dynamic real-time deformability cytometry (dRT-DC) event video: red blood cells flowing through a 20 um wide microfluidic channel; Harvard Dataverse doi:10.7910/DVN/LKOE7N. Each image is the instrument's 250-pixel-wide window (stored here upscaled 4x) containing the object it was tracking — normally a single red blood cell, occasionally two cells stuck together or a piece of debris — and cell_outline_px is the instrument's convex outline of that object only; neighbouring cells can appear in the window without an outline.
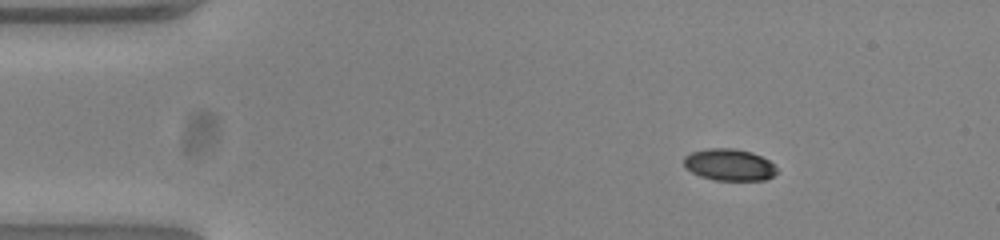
{"species": "common noctule bat (a hibernating species)", "species_latin": "Nyctalus noctula", "temperature_condition": "warm", "stored_images_in_passage": 47, "camera_frame_rate_fps": 3000, "um_per_image_px": 0.085, "animal": {"sex": "female", "body_mass_g": 23.0, "forearm_length_mm": 53.4}, "frame": {"image": 1, "passage_image": 1, "time_ms": 0.0, "image_size_px": [1000, 240], "cell_outline_px": [[776, 172], [772, 176], [764, 180], [716, 180], [700, 176], [684, 168], [684, 156], [692, 152], [708, 148], [736, 148], [752, 152], [768, 160], [776, 168]], "centroid_in_image_um": [61.95, 14.0], "position_along_channel_um": 23.0, "area_um2": 17.17}}
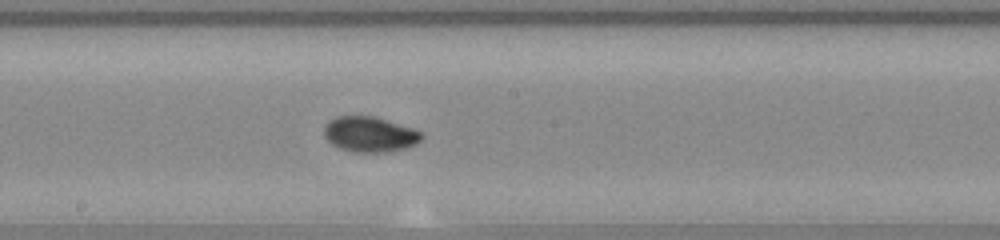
{"frame": {"image": 2, "passage_image": 22, "time_ms": 7.0, "image_size_px": [1000, 240], "cell_outline_px": [[424, 136], [416, 144], [408, 148], [388, 152], [352, 152], [340, 148], [332, 144], [324, 136], [324, 128], [336, 116], [372, 116], [412, 128], [420, 132]], "centroid_in_image_um": [31.45, 11.44], "position_along_channel_um": 216.8, "area_um2": 19.88}}
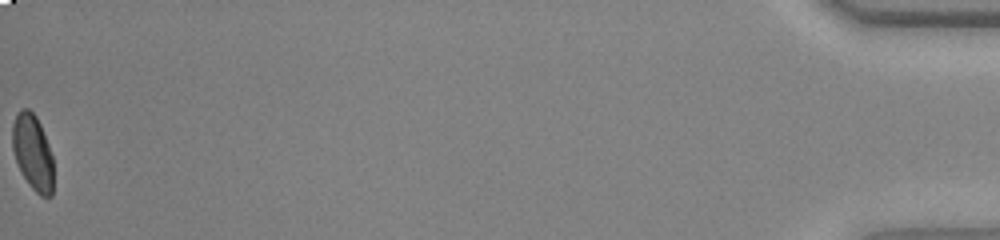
{"frame": {"image": 3, "passage_image": 47, "time_ms": 15.333, "image_size_px": [1000, 240], "cell_outline_px": [[52, 196], [40, 196], [28, 184], [20, 172], [12, 148], [12, 124], [20, 108], [28, 108], [36, 116], [40, 124], [48, 144], [52, 156]], "centroid_in_image_um": [2.76, 12.94], "position_along_channel_um": 432.4, "area_um2": 18.03}, "authors_computed_cell_mechanics": {"area_um2": 18.7272, "velocity_mm_per_s": 3.8643, "shape_relaxation_time_tau1_ms": 2.9427, "shape_relaxation_time_tau2_ms": 1.4081, "deformation_change_tau1": 0.1351, "deformation_change_tau2": 0.0294}}